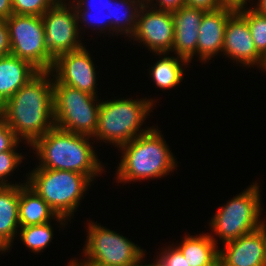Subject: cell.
<instances>
[{
	"mask_svg": "<svg viewBox=\"0 0 266 266\" xmlns=\"http://www.w3.org/2000/svg\"><path fill=\"white\" fill-rule=\"evenodd\" d=\"M50 77L51 71H40L0 107V117L29 146L55 126Z\"/></svg>",
	"mask_w": 266,
	"mask_h": 266,
	"instance_id": "1",
	"label": "cell"
},
{
	"mask_svg": "<svg viewBox=\"0 0 266 266\" xmlns=\"http://www.w3.org/2000/svg\"><path fill=\"white\" fill-rule=\"evenodd\" d=\"M90 138L54 126L31 145L40 161L36 168L81 173L93 181L104 171V166Z\"/></svg>",
	"mask_w": 266,
	"mask_h": 266,
	"instance_id": "2",
	"label": "cell"
},
{
	"mask_svg": "<svg viewBox=\"0 0 266 266\" xmlns=\"http://www.w3.org/2000/svg\"><path fill=\"white\" fill-rule=\"evenodd\" d=\"M161 131L150 127L130 142L119 147L122 159L117 166V181L156 179L169 175L177 163Z\"/></svg>",
	"mask_w": 266,
	"mask_h": 266,
	"instance_id": "3",
	"label": "cell"
},
{
	"mask_svg": "<svg viewBox=\"0 0 266 266\" xmlns=\"http://www.w3.org/2000/svg\"><path fill=\"white\" fill-rule=\"evenodd\" d=\"M153 99H114L100 103L96 132L92 137L115 147L130 142L150 128L140 129L152 111Z\"/></svg>",
	"mask_w": 266,
	"mask_h": 266,
	"instance_id": "4",
	"label": "cell"
},
{
	"mask_svg": "<svg viewBox=\"0 0 266 266\" xmlns=\"http://www.w3.org/2000/svg\"><path fill=\"white\" fill-rule=\"evenodd\" d=\"M30 172L26 184L67 220L76 212L92 182L87 175L67 170L35 168Z\"/></svg>",
	"mask_w": 266,
	"mask_h": 266,
	"instance_id": "5",
	"label": "cell"
},
{
	"mask_svg": "<svg viewBox=\"0 0 266 266\" xmlns=\"http://www.w3.org/2000/svg\"><path fill=\"white\" fill-rule=\"evenodd\" d=\"M53 78L55 126L65 131L93 137L101 103L100 100L97 102L98 97L61 84L54 76Z\"/></svg>",
	"mask_w": 266,
	"mask_h": 266,
	"instance_id": "6",
	"label": "cell"
},
{
	"mask_svg": "<svg viewBox=\"0 0 266 266\" xmlns=\"http://www.w3.org/2000/svg\"><path fill=\"white\" fill-rule=\"evenodd\" d=\"M259 187L258 183L251 184L245 191L227 201L211 218L210 229L214 230L224 244L266 224L260 219L262 206Z\"/></svg>",
	"mask_w": 266,
	"mask_h": 266,
	"instance_id": "7",
	"label": "cell"
},
{
	"mask_svg": "<svg viewBox=\"0 0 266 266\" xmlns=\"http://www.w3.org/2000/svg\"><path fill=\"white\" fill-rule=\"evenodd\" d=\"M86 238V259L78 261L85 266H134L145 257V251L137 244L96 222L90 221Z\"/></svg>",
	"mask_w": 266,
	"mask_h": 266,
	"instance_id": "8",
	"label": "cell"
},
{
	"mask_svg": "<svg viewBox=\"0 0 266 266\" xmlns=\"http://www.w3.org/2000/svg\"><path fill=\"white\" fill-rule=\"evenodd\" d=\"M144 3L145 0H75L72 2L77 13L78 23L81 21L85 26L87 22L89 27L91 25L97 26L98 29L96 30L103 31L102 33L108 30L110 33L113 31L111 34L115 32V35L120 33L128 37H131L135 31L138 14ZM119 8H121L120 12L123 11V13L120 14ZM103 10L106 14L103 13ZM94 11H96L97 16L100 13L104 14L103 17L100 15L101 18L98 17L97 19V16L93 14ZM91 14L95 16L91 17Z\"/></svg>",
	"mask_w": 266,
	"mask_h": 266,
	"instance_id": "9",
	"label": "cell"
},
{
	"mask_svg": "<svg viewBox=\"0 0 266 266\" xmlns=\"http://www.w3.org/2000/svg\"><path fill=\"white\" fill-rule=\"evenodd\" d=\"M6 23L11 55L30 62L39 71H51L55 59L44 44L42 16L13 14Z\"/></svg>",
	"mask_w": 266,
	"mask_h": 266,
	"instance_id": "10",
	"label": "cell"
},
{
	"mask_svg": "<svg viewBox=\"0 0 266 266\" xmlns=\"http://www.w3.org/2000/svg\"><path fill=\"white\" fill-rule=\"evenodd\" d=\"M42 21L45 29L44 44L54 59L84 47L81 40H78L81 25L78 24L72 3L59 0L42 15Z\"/></svg>",
	"mask_w": 266,
	"mask_h": 266,
	"instance_id": "11",
	"label": "cell"
},
{
	"mask_svg": "<svg viewBox=\"0 0 266 266\" xmlns=\"http://www.w3.org/2000/svg\"><path fill=\"white\" fill-rule=\"evenodd\" d=\"M155 55H166L171 52L174 42L173 14L169 11L150 7L146 2L140 8L137 25L131 38Z\"/></svg>",
	"mask_w": 266,
	"mask_h": 266,
	"instance_id": "12",
	"label": "cell"
},
{
	"mask_svg": "<svg viewBox=\"0 0 266 266\" xmlns=\"http://www.w3.org/2000/svg\"><path fill=\"white\" fill-rule=\"evenodd\" d=\"M85 48L59 55L54 62L51 73L61 83L75 89L97 96L96 71Z\"/></svg>",
	"mask_w": 266,
	"mask_h": 266,
	"instance_id": "13",
	"label": "cell"
},
{
	"mask_svg": "<svg viewBox=\"0 0 266 266\" xmlns=\"http://www.w3.org/2000/svg\"><path fill=\"white\" fill-rule=\"evenodd\" d=\"M219 266H266V224L225 243L219 250Z\"/></svg>",
	"mask_w": 266,
	"mask_h": 266,
	"instance_id": "14",
	"label": "cell"
},
{
	"mask_svg": "<svg viewBox=\"0 0 266 266\" xmlns=\"http://www.w3.org/2000/svg\"><path fill=\"white\" fill-rule=\"evenodd\" d=\"M222 52L244 67L261 68L263 58L256 50L247 21L239 13H234L226 23Z\"/></svg>",
	"mask_w": 266,
	"mask_h": 266,
	"instance_id": "15",
	"label": "cell"
},
{
	"mask_svg": "<svg viewBox=\"0 0 266 266\" xmlns=\"http://www.w3.org/2000/svg\"><path fill=\"white\" fill-rule=\"evenodd\" d=\"M205 11L182 6L172 12L174 21V42L171 52L189 63L197 53V40Z\"/></svg>",
	"mask_w": 266,
	"mask_h": 266,
	"instance_id": "16",
	"label": "cell"
},
{
	"mask_svg": "<svg viewBox=\"0 0 266 266\" xmlns=\"http://www.w3.org/2000/svg\"><path fill=\"white\" fill-rule=\"evenodd\" d=\"M233 14L234 12L223 8L204 13L198 28L196 55L199 56V61L205 63L222 52L226 23Z\"/></svg>",
	"mask_w": 266,
	"mask_h": 266,
	"instance_id": "17",
	"label": "cell"
},
{
	"mask_svg": "<svg viewBox=\"0 0 266 266\" xmlns=\"http://www.w3.org/2000/svg\"><path fill=\"white\" fill-rule=\"evenodd\" d=\"M40 71L13 55L0 57V107Z\"/></svg>",
	"mask_w": 266,
	"mask_h": 266,
	"instance_id": "18",
	"label": "cell"
},
{
	"mask_svg": "<svg viewBox=\"0 0 266 266\" xmlns=\"http://www.w3.org/2000/svg\"><path fill=\"white\" fill-rule=\"evenodd\" d=\"M18 218L20 227L48 223L50 219H56L60 225L65 227V222L68 221L66 217L57 215L47 202L25 182L20 184Z\"/></svg>",
	"mask_w": 266,
	"mask_h": 266,
	"instance_id": "19",
	"label": "cell"
},
{
	"mask_svg": "<svg viewBox=\"0 0 266 266\" xmlns=\"http://www.w3.org/2000/svg\"><path fill=\"white\" fill-rule=\"evenodd\" d=\"M20 183L0 186V245L7 250L12 247L19 226L18 205Z\"/></svg>",
	"mask_w": 266,
	"mask_h": 266,
	"instance_id": "20",
	"label": "cell"
},
{
	"mask_svg": "<svg viewBox=\"0 0 266 266\" xmlns=\"http://www.w3.org/2000/svg\"><path fill=\"white\" fill-rule=\"evenodd\" d=\"M211 234L186 235L175 247L186 258L190 266H219L217 241Z\"/></svg>",
	"mask_w": 266,
	"mask_h": 266,
	"instance_id": "21",
	"label": "cell"
},
{
	"mask_svg": "<svg viewBox=\"0 0 266 266\" xmlns=\"http://www.w3.org/2000/svg\"><path fill=\"white\" fill-rule=\"evenodd\" d=\"M188 63L187 60L179 56H165L151 66L149 75L157 87L168 90L182 82L184 75L183 65H189Z\"/></svg>",
	"mask_w": 266,
	"mask_h": 266,
	"instance_id": "22",
	"label": "cell"
},
{
	"mask_svg": "<svg viewBox=\"0 0 266 266\" xmlns=\"http://www.w3.org/2000/svg\"><path fill=\"white\" fill-rule=\"evenodd\" d=\"M51 222L20 227V240L33 253H40L52 242L53 229Z\"/></svg>",
	"mask_w": 266,
	"mask_h": 266,
	"instance_id": "23",
	"label": "cell"
},
{
	"mask_svg": "<svg viewBox=\"0 0 266 266\" xmlns=\"http://www.w3.org/2000/svg\"><path fill=\"white\" fill-rule=\"evenodd\" d=\"M239 14L247 21L256 50L264 58L266 56V16L259 14L251 7Z\"/></svg>",
	"mask_w": 266,
	"mask_h": 266,
	"instance_id": "24",
	"label": "cell"
},
{
	"mask_svg": "<svg viewBox=\"0 0 266 266\" xmlns=\"http://www.w3.org/2000/svg\"><path fill=\"white\" fill-rule=\"evenodd\" d=\"M59 0H12L13 14L42 16Z\"/></svg>",
	"mask_w": 266,
	"mask_h": 266,
	"instance_id": "25",
	"label": "cell"
},
{
	"mask_svg": "<svg viewBox=\"0 0 266 266\" xmlns=\"http://www.w3.org/2000/svg\"><path fill=\"white\" fill-rule=\"evenodd\" d=\"M23 157L21 153L16 151H5L0 153V186L17 185L10 183L6 178L12 173L19 164H21ZM8 181V182H7Z\"/></svg>",
	"mask_w": 266,
	"mask_h": 266,
	"instance_id": "26",
	"label": "cell"
},
{
	"mask_svg": "<svg viewBox=\"0 0 266 266\" xmlns=\"http://www.w3.org/2000/svg\"><path fill=\"white\" fill-rule=\"evenodd\" d=\"M20 140L15 132L0 117V153L5 151H15Z\"/></svg>",
	"mask_w": 266,
	"mask_h": 266,
	"instance_id": "27",
	"label": "cell"
},
{
	"mask_svg": "<svg viewBox=\"0 0 266 266\" xmlns=\"http://www.w3.org/2000/svg\"><path fill=\"white\" fill-rule=\"evenodd\" d=\"M157 257L159 258L156 259L164 266H190L182 253L176 247H172L171 245L168 248L163 249L161 254Z\"/></svg>",
	"mask_w": 266,
	"mask_h": 266,
	"instance_id": "28",
	"label": "cell"
},
{
	"mask_svg": "<svg viewBox=\"0 0 266 266\" xmlns=\"http://www.w3.org/2000/svg\"><path fill=\"white\" fill-rule=\"evenodd\" d=\"M153 1L154 0H145V2L148 5H150V7L152 8L156 7L155 9L169 11V12L177 11L182 6H185L184 0H155L156 3H154Z\"/></svg>",
	"mask_w": 266,
	"mask_h": 266,
	"instance_id": "29",
	"label": "cell"
},
{
	"mask_svg": "<svg viewBox=\"0 0 266 266\" xmlns=\"http://www.w3.org/2000/svg\"><path fill=\"white\" fill-rule=\"evenodd\" d=\"M11 54L9 30L6 19H0V57Z\"/></svg>",
	"mask_w": 266,
	"mask_h": 266,
	"instance_id": "30",
	"label": "cell"
},
{
	"mask_svg": "<svg viewBox=\"0 0 266 266\" xmlns=\"http://www.w3.org/2000/svg\"><path fill=\"white\" fill-rule=\"evenodd\" d=\"M185 6L206 11H215L220 8L218 0H184Z\"/></svg>",
	"mask_w": 266,
	"mask_h": 266,
	"instance_id": "31",
	"label": "cell"
},
{
	"mask_svg": "<svg viewBox=\"0 0 266 266\" xmlns=\"http://www.w3.org/2000/svg\"><path fill=\"white\" fill-rule=\"evenodd\" d=\"M220 8L229 10L234 13L245 11L249 0H218Z\"/></svg>",
	"mask_w": 266,
	"mask_h": 266,
	"instance_id": "32",
	"label": "cell"
},
{
	"mask_svg": "<svg viewBox=\"0 0 266 266\" xmlns=\"http://www.w3.org/2000/svg\"><path fill=\"white\" fill-rule=\"evenodd\" d=\"M12 15V0H0V19H7Z\"/></svg>",
	"mask_w": 266,
	"mask_h": 266,
	"instance_id": "33",
	"label": "cell"
},
{
	"mask_svg": "<svg viewBox=\"0 0 266 266\" xmlns=\"http://www.w3.org/2000/svg\"><path fill=\"white\" fill-rule=\"evenodd\" d=\"M252 9L259 14L266 16V0H258L257 5H255V7L252 6Z\"/></svg>",
	"mask_w": 266,
	"mask_h": 266,
	"instance_id": "34",
	"label": "cell"
},
{
	"mask_svg": "<svg viewBox=\"0 0 266 266\" xmlns=\"http://www.w3.org/2000/svg\"><path fill=\"white\" fill-rule=\"evenodd\" d=\"M68 263L69 264L67 266H85V265L79 263L78 260H76V259L75 260L74 259L73 260L71 259L70 262H68Z\"/></svg>",
	"mask_w": 266,
	"mask_h": 266,
	"instance_id": "35",
	"label": "cell"
},
{
	"mask_svg": "<svg viewBox=\"0 0 266 266\" xmlns=\"http://www.w3.org/2000/svg\"><path fill=\"white\" fill-rule=\"evenodd\" d=\"M156 261V262H155ZM154 263L147 264V266H164L161 262L155 259Z\"/></svg>",
	"mask_w": 266,
	"mask_h": 266,
	"instance_id": "36",
	"label": "cell"
},
{
	"mask_svg": "<svg viewBox=\"0 0 266 266\" xmlns=\"http://www.w3.org/2000/svg\"><path fill=\"white\" fill-rule=\"evenodd\" d=\"M264 69L266 71V56L263 58V63L261 65V70Z\"/></svg>",
	"mask_w": 266,
	"mask_h": 266,
	"instance_id": "37",
	"label": "cell"
},
{
	"mask_svg": "<svg viewBox=\"0 0 266 266\" xmlns=\"http://www.w3.org/2000/svg\"><path fill=\"white\" fill-rule=\"evenodd\" d=\"M134 266H147V265H146V264L143 265V263H142V261H141V262H139L138 264H136V265H134Z\"/></svg>",
	"mask_w": 266,
	"mask_h": 266,
	"instance_id": "38",
	"label": "cell"
},
{
	"mask_svg": "<svg viewBox=\"0 0 266 266\" xmlns=\"http://www.w3.org/2000/svg\"><path fill=\"white\" fill-rule=\"evenodd\" d=\"M0 251H1V253L6 252V250L1 245H0Z\"/></svg>",
	"mask_w": 266,
	"mask_h": 266,
	"instance_id": "39",
	"label": "cell"
}]
</instances>
